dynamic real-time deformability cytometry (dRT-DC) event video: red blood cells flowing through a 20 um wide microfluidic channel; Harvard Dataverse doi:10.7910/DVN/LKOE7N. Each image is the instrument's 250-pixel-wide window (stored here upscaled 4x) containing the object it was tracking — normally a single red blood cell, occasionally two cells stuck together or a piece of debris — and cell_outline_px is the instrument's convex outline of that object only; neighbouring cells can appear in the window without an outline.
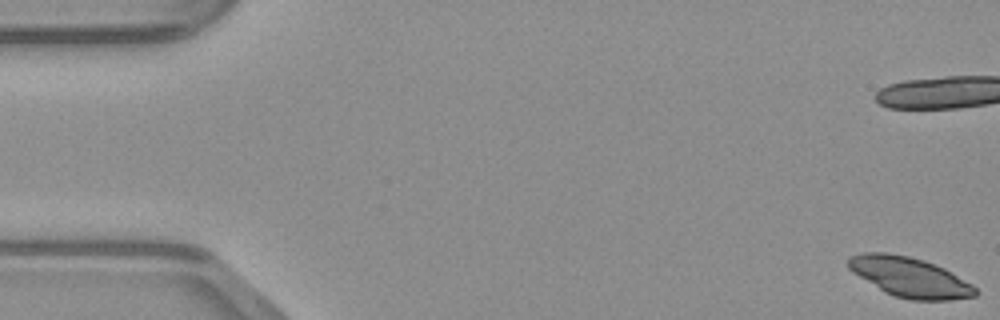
{"species": "common noctule bat (a hibernating species)", "species_latin": "Nyctalus noctula", "temperature_condition": "warm", "stored_images_in_passage": 18, "camera_frame_rate_fps": 3000, "um_per_image_px": 0.085, "animal": {"sex": "male", "body_mass_g": 23.1, "forearm_length_mm": 52.7}, "frame": {"image": 1, "passage_image": 1, "time_ms": 0.0, "image_size_px": [1000, 320], "cell_outline_px": [[976, 296], [948, 300], [912, 300], [896, 296], [884, 292], [852, 272], [848, 268], [848, 256], [864, 252], [888, 252], [908, 256], [924, 260], [944, 268], [952, 272], [972, 284], [976, 288]], "centroid_in_image_um": [77.3, 23.54], "position_along_channel_um": 7.7, "area_um2": 29.48}}